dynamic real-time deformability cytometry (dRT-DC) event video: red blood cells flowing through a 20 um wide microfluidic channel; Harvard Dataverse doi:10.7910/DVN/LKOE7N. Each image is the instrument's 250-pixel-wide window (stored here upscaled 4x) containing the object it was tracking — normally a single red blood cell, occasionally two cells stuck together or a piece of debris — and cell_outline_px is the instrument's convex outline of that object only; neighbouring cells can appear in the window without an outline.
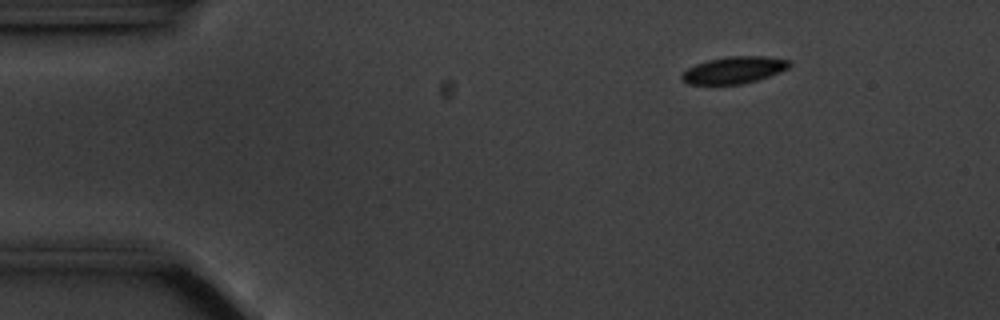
{"species": "common noctule bat (a hibernating species)", "species_latin": "Nyctalus noctula", "temperature_condition": "cold", "stored_images_in_passage": 51, "camera_frame_rate_fps": 3000, "um_per_image_px": 0.085, "animal": {"sex": "male", "body_mass_g": 20.1, "forearm_length_mm": 53.5}, "frame": {"image": 1, "passage_image": 2, "time_ms": 0.333, "image_size_px": [1000, 320], "cell_outline_px": [[792, 64], [788, 68], [780, 72], [756, 80], [740, 84], [688, 84], [680, 76], [688, 68], [696, 64], [708, 60], [728, 56], [764, 56], [792, 60]], "centroid_in_image_um": [62.43, 5.94], "position_along_channel_um": 22.6, "area_um2": 16.76}}
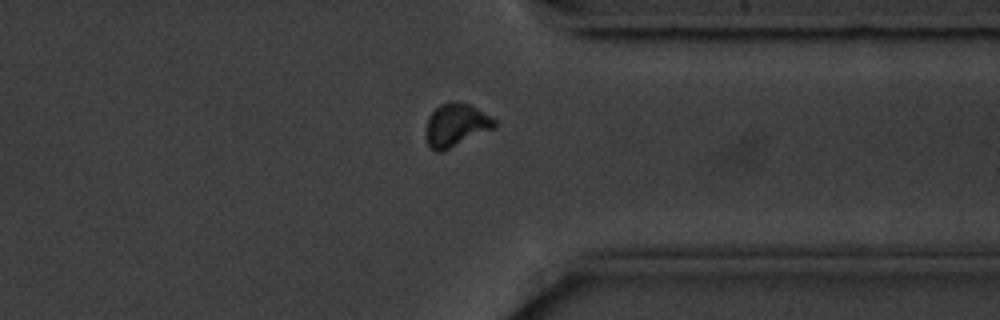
{"frame": {"image": 2, "passage_image": 38, "time_ms": 12.333, "image_size_px": [1000, 320], "cell_outline_px": [[496, 128], [440, 152], [436, 152], [428, 148], [424, 136], [424, 128], [428, 116], [440, 104], [448, 100], [456, 100], [468, 104], [476, 108], [496, 120]], "centroid_in_image_um": [38.69, 10.63], "position_along_channel_um": 372.7, "area_um2": 17.63}}
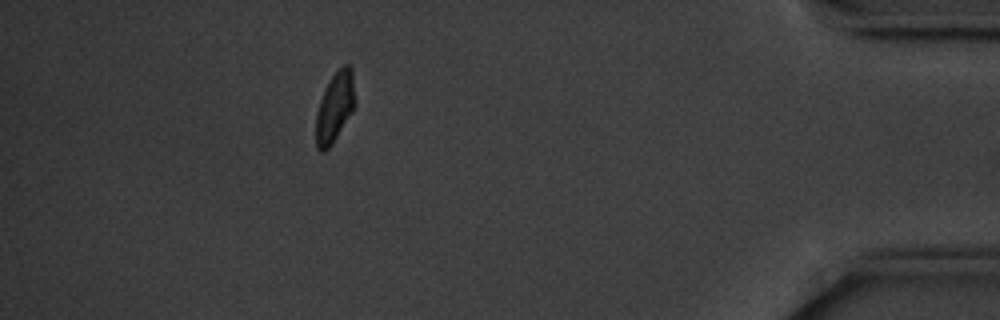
{"frame": {"image": 3, "passage_image": 45, "time_ms": 14.667, "image_size_px": [1000, 320], "cell_outline_px": [[356, 104], [352, 112], [332, 144], [324, 152], [320, 152], [316, 148], [316, 112], [320, 100], [332, 76], [344, 64], [348, 64], [352, 68], [356, 100]], "centroid_in_image_um": [28.48, 9.12], "position_along_channel_um": 406.7, "area_um2": 15.95}, "authors_computed_cell_mechanics": {"area_um2": 16.9932, "velocity_mm_per_s": 3.5226, "shape_relaxation_time_tau1_ms": 2.6853, "shape_relaxation_time_tau2_ms": 9.6352, "deformation_change_tau1": 0.1008, "deformation_change_tau2": 0.1124}}